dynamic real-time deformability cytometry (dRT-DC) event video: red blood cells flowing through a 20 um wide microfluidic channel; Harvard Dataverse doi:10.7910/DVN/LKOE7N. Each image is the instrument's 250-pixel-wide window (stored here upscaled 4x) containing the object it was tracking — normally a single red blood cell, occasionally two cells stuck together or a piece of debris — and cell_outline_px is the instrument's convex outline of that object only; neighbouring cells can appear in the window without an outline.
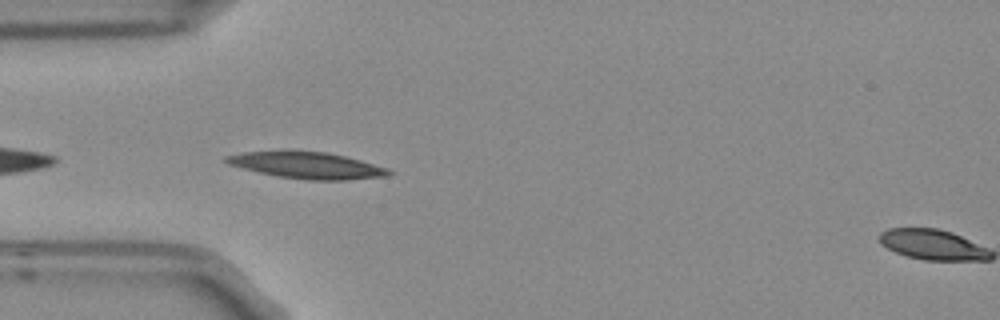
{"species": "Egyptian fruit bat (a non-hibernating species)", "species_latin": "Rousettus aegyptiacus", "temperature_condition": "room temperature", "stored_images_in_passage": 4, "segment_of_instrument_passage": [1, 2], "camera_frame_rate_fps": 3000, "um_per_image_px": 0.085, "frame": {"image": 1, "passage_image": 3, "time_ms": 0.667, "image_size_px": [1000, 320], "cell_outline_px": [[392, 172], [388, 176], [344, 180], [308, 180], [280, 176], [260, 172], [228, 164], [224, 160], [224, 156], [244, 152], [284, 148], [292, 148], [324, 152], [344, 156], [360, 160], [388, 168]], "centroid_in_image_um": [26.04, 14.0], "position_along_channel_um": 59.0, "area_um2": 25.66}}